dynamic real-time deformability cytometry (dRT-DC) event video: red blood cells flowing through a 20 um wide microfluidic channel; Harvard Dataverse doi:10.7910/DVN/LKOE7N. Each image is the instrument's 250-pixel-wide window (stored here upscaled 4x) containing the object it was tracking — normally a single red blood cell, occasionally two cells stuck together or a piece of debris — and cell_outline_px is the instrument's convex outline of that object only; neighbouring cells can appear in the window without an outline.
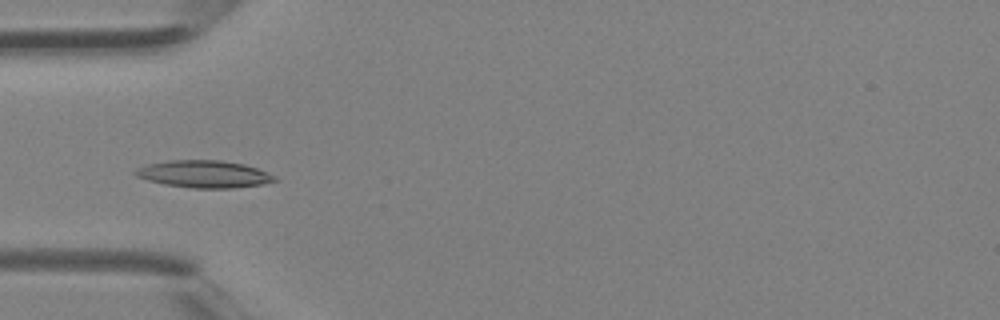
{"species": "Egyptian fruit bat (a non-hibernating species)", "species_latin": "Rousettus aegyptiacus", "temperature_condition": "room temperature", "stored_images_in_passage": 36, "camera_frame_rate_fps": 3000, "um_per_image_px": 0.085, "animal": {"sex": "female"}, "frame": {"image": 1, "passage_image": 14, "time_ms": 4.333, "image_size_px": [1000, 320], "cell_outline_px": [[280, 180], [264, 184], [232, 188], [192, 188], [164, 184], [148, 180], [136, 176], [132, 172], [136, 168], [148, 164], [168, 160], [220, 160], [244, 164], [256, 168], [276, 176]], "centroid_in_image_um": [17.35, 14.8], "position_along_channel_um": 67.7, "area_um2": 22.2}}
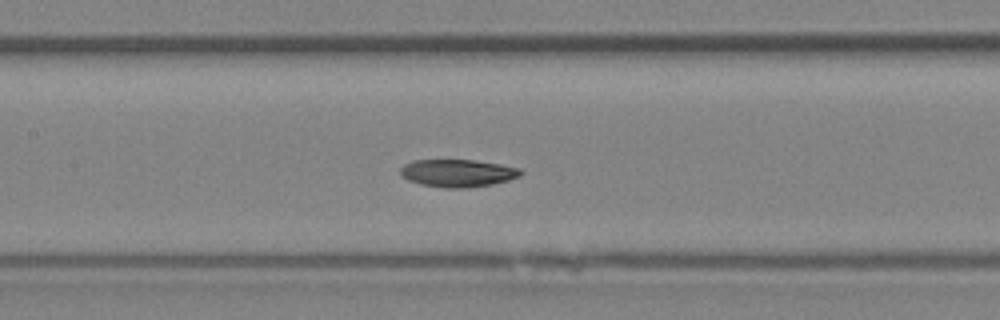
{"frame": {"image": 2, "passage_image": 20, "time_ms": 6.333, "image_size_px": [1000, 320], "cell_outline_px": [[524, 172], [520, 176], [508, 180], [492, 184], [468, 188], [444, 188], [420, 184], [408, 180], [400, 176], [400, 168], [404, 164], [412, 160], [472, 160], [500, 164], [520, 168]], "centroid_in_image_um": [38.88, 14.71], "position_along_channel_um": 168.5, "area_um2": 19.48}}
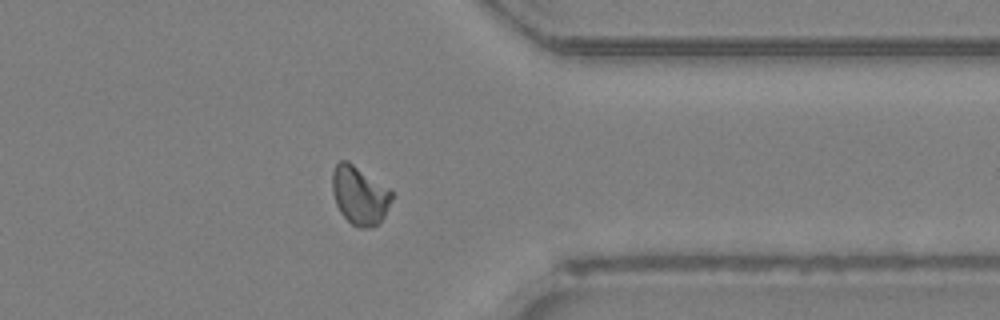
{"frame": {"image": 3, "passage_image": 33, "time_ms": 10.667, "image_size_px": [1000, 320], "cell_outline_px": [[392, 196], [388, 208], [384, 216], [372, 228], [360, 228], [352, 224], [340, 212], [336, 204], [332, 192], [332, 172], [336, 164], [340, 160], [348, 160], [388, 188], [392, 192]], "centroid_in_image_um": [30.54, 16.59], "position_along_channel_um": 380.9, "area_um2": 20.11}}